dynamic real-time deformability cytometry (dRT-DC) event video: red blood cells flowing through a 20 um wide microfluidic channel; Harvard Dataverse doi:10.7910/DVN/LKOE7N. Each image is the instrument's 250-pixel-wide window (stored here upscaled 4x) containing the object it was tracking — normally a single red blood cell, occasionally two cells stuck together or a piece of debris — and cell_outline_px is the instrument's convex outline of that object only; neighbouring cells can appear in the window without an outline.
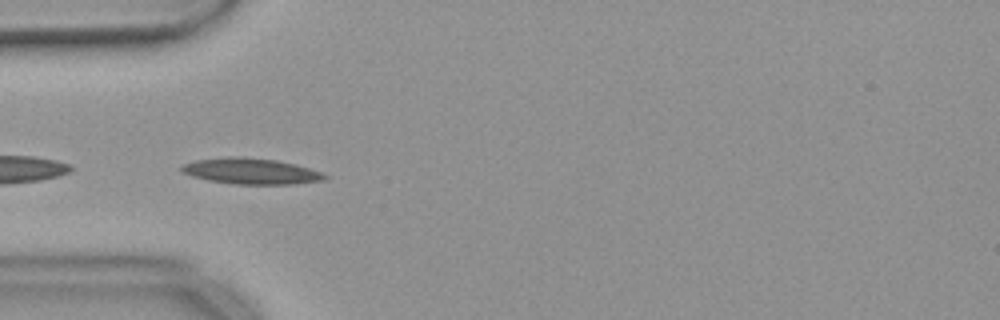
{"species": "common noctule bat (a hibernating species)", "species_latin": "Nyctalus noctula", "temperature_condition": "warm", "stored_images_in_passage": 9, "camera_frame_rate_fps": 3000, "um_per_image_px": 0.085, "animal": {"sex": "female", "body_mass_g": 18.4}, "frame": {"image": 1, "passage_image": 2, "time_ms": 0.333, "image_size_px": [1000, 320], "cell_outline_px": [[328, 176], [324, 180], [296, 184], [236, 184], [208, 180], [192, 176], [180, 172], [180, 168], [184, 164], [196, 160], [240, 156], [276, 160], [296, 164], [320, 172]], "centroid_in_image_um": [21.33, 14.55], "position_along_channel_um": 63.7, "area_um2": 21.44}}